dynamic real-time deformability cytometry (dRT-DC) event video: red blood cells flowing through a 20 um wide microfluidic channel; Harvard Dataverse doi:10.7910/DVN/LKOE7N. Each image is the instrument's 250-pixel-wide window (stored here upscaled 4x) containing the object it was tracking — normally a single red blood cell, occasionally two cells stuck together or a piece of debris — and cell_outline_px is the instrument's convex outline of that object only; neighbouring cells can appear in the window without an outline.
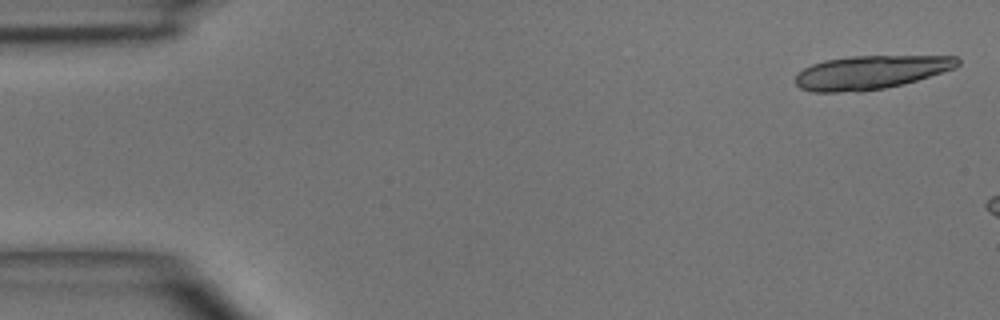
{"species": "common noctule bat (a hibernating species)", "species_latin": "Nyctalus noctula", "temperature_condition": "room temperature", "stored_images_in_passage": 3, "camera_frame_rate_fps": 3000, "um_per_image_px": 0.085, "animal": {"sex": "male", "body_mass_g": 15.6}, "frame": {"image": 1, "passage_image": 1, "time_ms": 0.0, "image_size_px": [1000, 320], "cell_outline_px": [[960, 64], [956, 68], [904, 84], [884, 88], [860, 92], [812, 92], [800, 88], [796, 84], [796, 76], [804, 68], [812, 64], [824, 60], [852, 56], [956, 56], [960, 60]], "centroid_in_image_um": [74.02, 6.15], "position_along_channel_um": 11.0, "area_um2": 31.85}}